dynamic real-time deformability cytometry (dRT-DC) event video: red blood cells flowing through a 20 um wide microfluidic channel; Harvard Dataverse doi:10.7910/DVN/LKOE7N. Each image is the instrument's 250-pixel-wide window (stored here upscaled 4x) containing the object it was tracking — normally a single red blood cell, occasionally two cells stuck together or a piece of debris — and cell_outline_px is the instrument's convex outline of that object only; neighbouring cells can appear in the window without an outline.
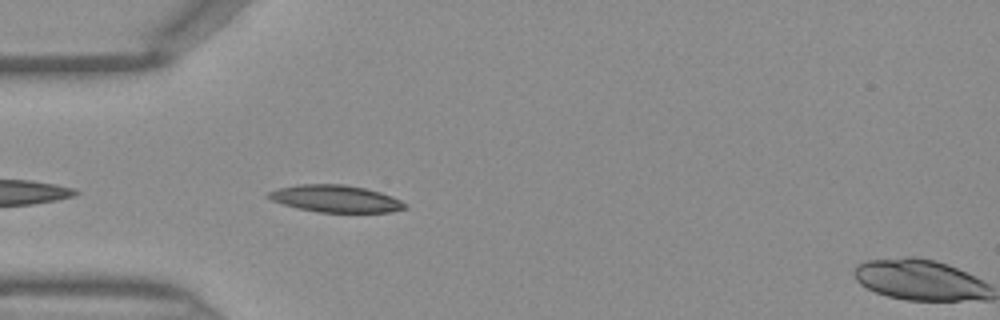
{"species": "Egyptian fruit bat (a non-hibernating species)", "species_latin": "Rousettus aegyptiacus", "temperature_condition": "warm", "stored_images_in_passage": 3, "camera_frame_rate_fps": 3000, "um_per_image_px": 0.085, "frame": {"image": 1, "passage_image": 2, "time_ms": 0.333, "image_size_px": [1000, 320], "cell_outline_px": [[408, 208], [392, 212], [320, 212], [296, 208], [272, 200], [264, 196], [268, 192], [280, 188], [300, 184], [344, 184], [364, 188], [380, 192], [392, 196], [408, 204]], "centroid_in_image_um": [28.55, 16.89], "position_along_channel_um": 56.4, "area_um2": 21.56}}